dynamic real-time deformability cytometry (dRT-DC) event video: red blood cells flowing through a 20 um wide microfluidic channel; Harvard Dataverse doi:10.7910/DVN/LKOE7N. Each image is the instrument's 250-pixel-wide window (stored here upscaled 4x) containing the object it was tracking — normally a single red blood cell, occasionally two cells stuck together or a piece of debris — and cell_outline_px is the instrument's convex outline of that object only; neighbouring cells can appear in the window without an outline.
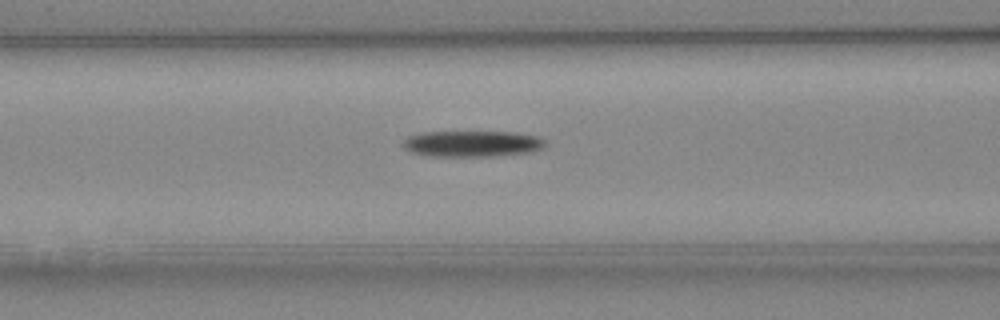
{"species": "Egyptian fruit bat (a non-hibernating species)", "species_latin": "Rousettus aegyptiacus", "temperature_condition": "cold", "stored_images_in_passage": 33, "camera_frame_rate_fps": 3000, "um_per_image_px": 0.085, "animal": {"sex": "female"}, "frame": {"image": 1, "passage_image": 13, "time_ms": 4.0, "image_size_px": [1000, 320], "cell_outline_px": [[544, 148], [528, 152], [496, 156], [432, 156], [412, 152], [404, 148], [400, 144], [408, 136], [424, 132], [512, 132], [536, 136], [544, 140]], "centroid_in_image_um": [40.1, 12.21], "position_along_channel_um": 126.5, "area_um2": 21.5}}
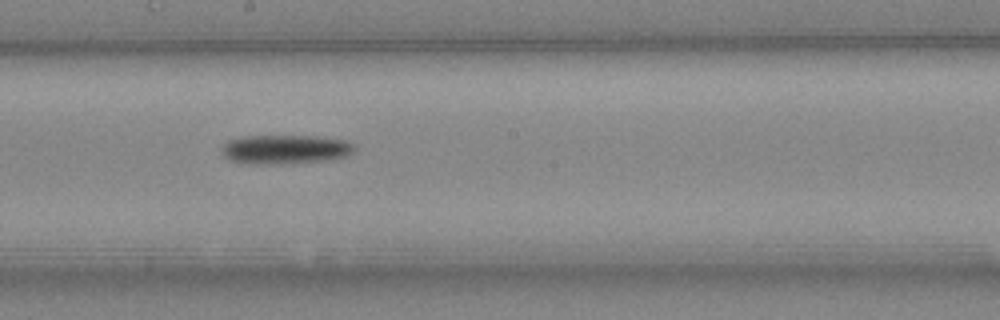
{"frame": {"image": 2, "passage_image": 20, "time_ms": 6.333, "image_size_px": [1000, 320], "cell_outline_px": [[356, 148], [352, 152], [344, 156], [324, 160], [232, 160], [224, 156], [224, 144], [228, 140], [240, 136], [320, 136], [344, 140], [356, 144]], "centroid_in_image_um": [24.36, 12.59], "position_along_channel_um": 223.8, "area_um2": 20.63}}
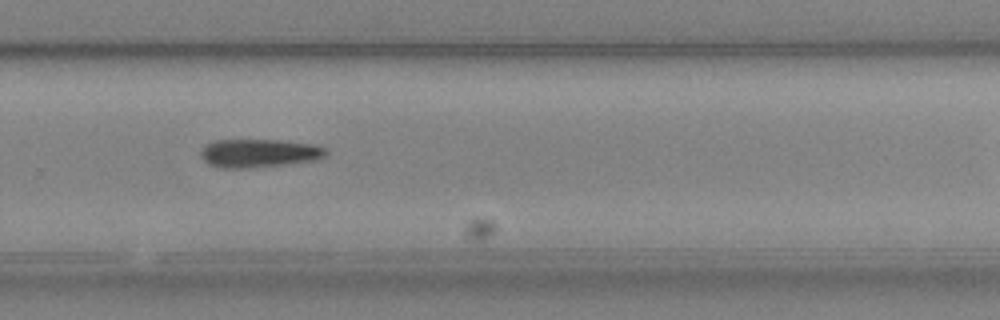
{"frame": {"image": 3, "passage_image": 26, "time_ms": 8.333, "image_size_px": [1000, 320], "cell_outline_px": [[328, 156], [316, 160], [288, 164], [244, 168], [220, 168], [208, 164], [200, 156], [200, 152], [212, 140], [280, 140], [316, 144], [328, 148]], "centroid_in_image_um": [22.09, 13.02], "position_along_channel_um": 307.7, "area_um2": 20.98}}